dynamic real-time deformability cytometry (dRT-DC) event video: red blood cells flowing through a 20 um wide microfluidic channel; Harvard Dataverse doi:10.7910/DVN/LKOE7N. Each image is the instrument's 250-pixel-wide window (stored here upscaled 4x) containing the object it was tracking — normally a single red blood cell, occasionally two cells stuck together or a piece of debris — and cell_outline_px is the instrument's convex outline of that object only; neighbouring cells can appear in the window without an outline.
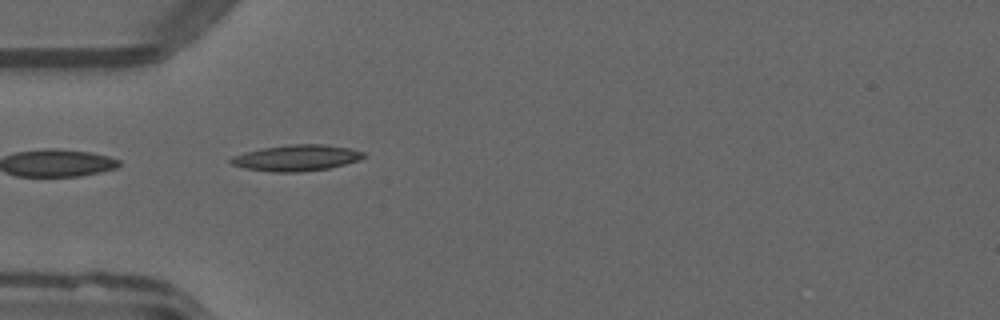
{"species": "common noctule bat (a hibernating species)", "species_latin": "Nyctalus noctula", "temperature_condition": "warm", "stored_images_in_passage": 36, "camera_frame_rate_fps": 3000, "um_per_image_px": 0.085, "animal": {"sex": "male", "forearm_length_mm": 52.5}, "frame": {"image": 1, "passage_image": 1, "time_ms": 0.0, "image_size_px": [1000, 320], "cell_outline_px": [[364, 156], [360, 160], [328, 168], [300, 172], [276, 172], [244, 168], [232, 164], [228, 160], [232, 156], [264, 148], [288, 144], [324, 144], [348, 148], [364, 152]], "centroid_in_image_um": [25.2, 13.42], "position_along_channel_um": 59.8, "area_um2": 19.94}}
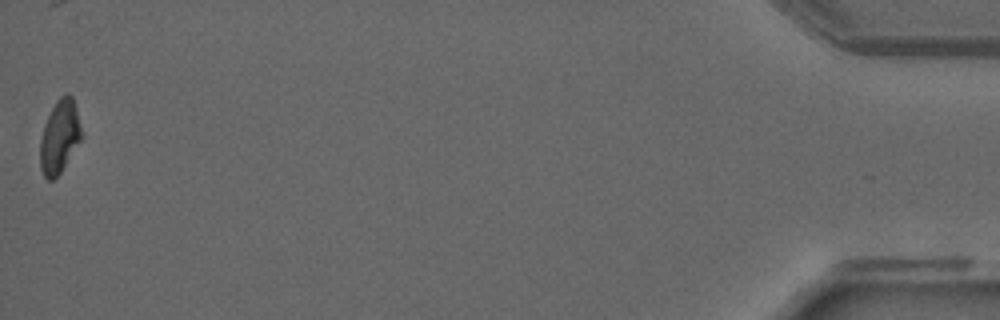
{"frame": {"image": 2, "passage_image": 36, "time_ms": 11.667, "image_size_px": [1000, 320], "cell_outline_px": [[84, 136], [60, 172], [52, 180], [48, 180], [44, 176], [40, 168], [40, 140], [44, 124], [56, 100], [64, 92], [68, 92], [72, 96], [76, 108]], "centroid_in_image_um": [5.08, 11.58], "position_along_channel_um": 430.1, "area_um2": 17.74}, "authors_computed_cell_mechanics": {"area_um2": 18.1203, "velocity_mm_per_s": 4.0516, "shape_relaxation_time_tau1_ms": 9.3978, "shape_relaxation_time_tau2_ms": 4.7626, "deformation_change_tau1": 0.2597, "deformation_change_tau2": 0.1127}}